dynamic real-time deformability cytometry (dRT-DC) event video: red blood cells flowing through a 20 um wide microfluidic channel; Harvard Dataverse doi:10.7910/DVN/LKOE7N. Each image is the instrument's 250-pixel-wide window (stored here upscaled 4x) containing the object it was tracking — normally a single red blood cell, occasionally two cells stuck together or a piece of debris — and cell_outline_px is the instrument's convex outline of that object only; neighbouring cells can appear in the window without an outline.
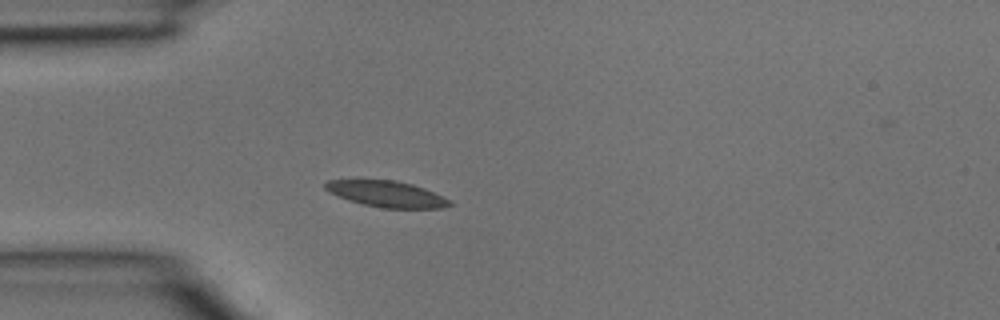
{"species": "common noctule bat (a hibernating species)", "species_latin": "Nyctalus noctula", "temperature_condition": "room temperature", "stored_images_in_passage": 3, "camera_frame_rate_fps": 3000, "um_per_image_px": 0.085, "animal": {"sex": "male", "body_mass_g": 15.6}, "frame": {"image": 1, "passage_image": 3, "time_ms": 0.667, "image_size_px": [1000, 320], "cell_outline_px": [[452, 204], [444, 208], [384, 208], [364, 204], [336, 196], [328, 192], [324, 188], [324, 184], [328, 180], [364, 176], [396, 180], [412, 184], [424, 188], [448, 200]], "centroid_in_image_um": [32.72, 16.42], "position_along_channel_um": 52.3, "area_um2": 19.65}}